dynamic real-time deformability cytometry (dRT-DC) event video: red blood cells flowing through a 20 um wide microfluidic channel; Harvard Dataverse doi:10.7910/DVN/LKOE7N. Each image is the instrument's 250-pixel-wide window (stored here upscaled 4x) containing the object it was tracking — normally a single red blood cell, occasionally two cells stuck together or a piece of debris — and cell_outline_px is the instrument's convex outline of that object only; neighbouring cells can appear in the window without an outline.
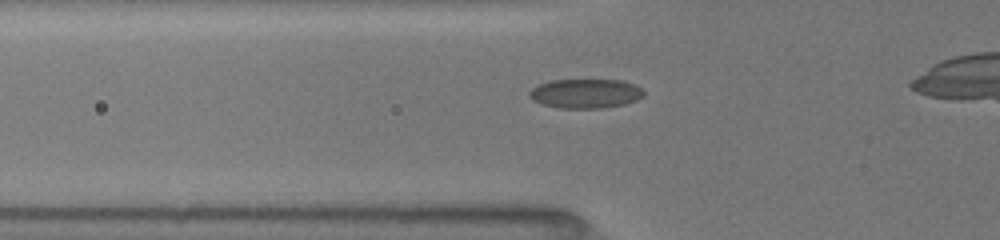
{"species": "common noctule bat (a hibernating species)", "species_latin": "Nyctalus noctula", "temperature_condition": "room temperature", "stored_images_in_passage": 38, "camera_frame_rate_fps": 3000, "um_per_image_px": 0.085, "animal": {"sex": "female", "body_mass_g": 19.5, "forearm_length_mm": 54.1}, "frame": {"image": 1, "passage_image": 11, "time_ms": 3.333, "image_size_px": [1000, 240], "cell_outline_px": [[644, 96], [636, 100], [624, 104], [600, 108], [560, 108], [540, 104], [532, 100], [528, 96], [528, 92], [532, 88], [548, 80], [620, 80], [632, 84], [640, 88], [644, 92]], "centroid_in_image_um": [49.71, 7.95], "position_along_channel_um": 76.1, "area_um2": 19.54}}
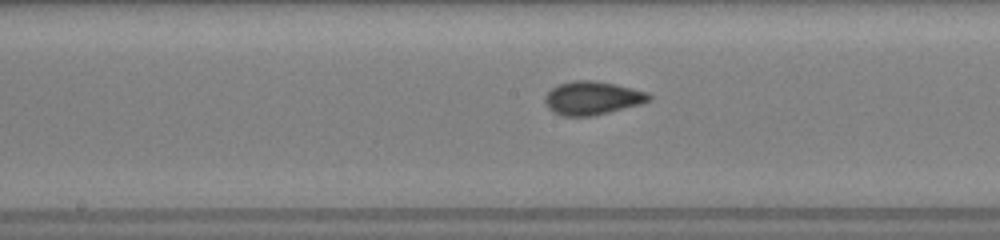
{"frame": {"image": 2, "passage_image": 20, "time_ms": 6.333, "image_size_px": [1000, 240], "cell_outline_px": [[652, 100], [640, 104], [592, 116], [564, 116], [552, 112], [548, 108], [544, 100], [544, 96], [552, 88], [560, 84], [572, 80], [592, 80], [616, 84], [648, 92], [652, 96]], "centroid_in_image_um": [50.35, 8.33], "position_along_channel_um": 197.9, "area_um2": 20.29}}
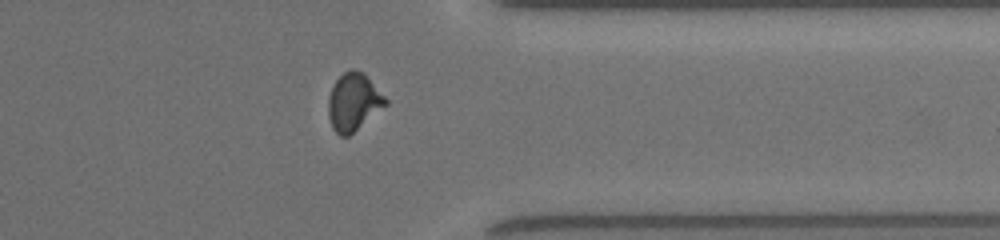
{"frame": {"image": 3, "passage_image": 34, "time_ms": 11.0, "image_size_px": [1000, 240], "cell_outline_px": [[388, 104], [348, 136], [340, 136], [332, 128], [328, 116], [328, 96], [332, 84], [344, 72], [352, 68], [364, 72], [388, 100]], "centroid_in_image_um": [30.04, 8.65], "position_along_channel_um": 381.4, "area_um2": 19.31}}